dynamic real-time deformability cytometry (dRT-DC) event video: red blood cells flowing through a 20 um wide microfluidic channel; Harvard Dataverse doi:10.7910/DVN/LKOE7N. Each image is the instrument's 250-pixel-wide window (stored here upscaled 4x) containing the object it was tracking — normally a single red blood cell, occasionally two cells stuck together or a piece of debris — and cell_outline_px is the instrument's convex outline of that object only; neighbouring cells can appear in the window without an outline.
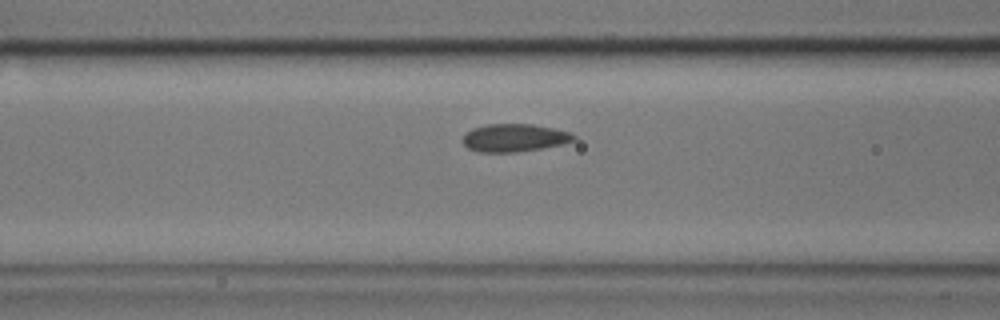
{"species": "common noctule bat (a hibernating species)", "species_latin": "Nyctalus noctula", "temperature_condition": "cold", "stored_images_in_passage": 40, "camera_frame_rate_fps": 3000, "um_per_image_px": 0.085, "animal": {"sex": "male", "body_mass_g": 17.9}, "frame": {"image": 1, "passage_image": 9, "time_ms": 2.667, "image_size_px": [1000, 320], "cell_outline_px": [[576, 140], [560, 144], [540, 148], [516, 152], [476, 152], [468, 148], [464, 144], [464, 136], [472, 128], [488, 124], [532, 124], [572, 132], [576, 136]], "centroid_in_image_um": [43.73, 11.71], "position_along_channel_um": 122.9, "area_um2": 17.86}}
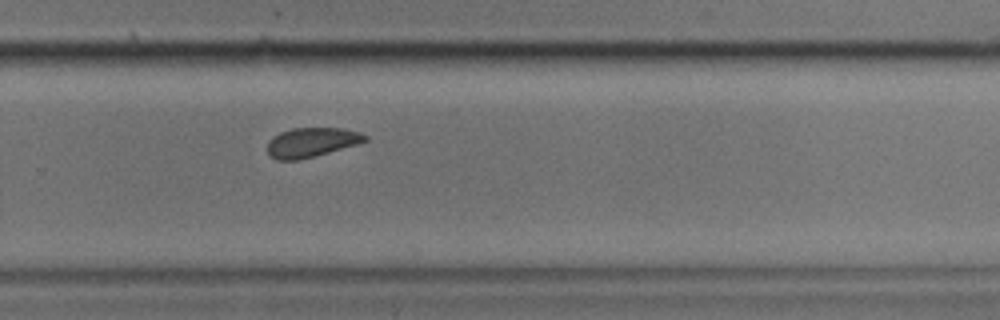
{"frame": {"image": 2, "passage_image": 25, "time_ms": 8.0, "image_size_px": [1000, 320], "cell_outline_px": [[368, 140], [360, 144], [296, 160], [276, 160], [268, 156], [268, 140], [272, 136], [280, 132], [292, 128], [344, 128], [360, 132], [368, 136]], "centroid_in_image_um": [26.48, 12.09], "position_along_channel_um": 303.3, "area_um2": 16.88}}
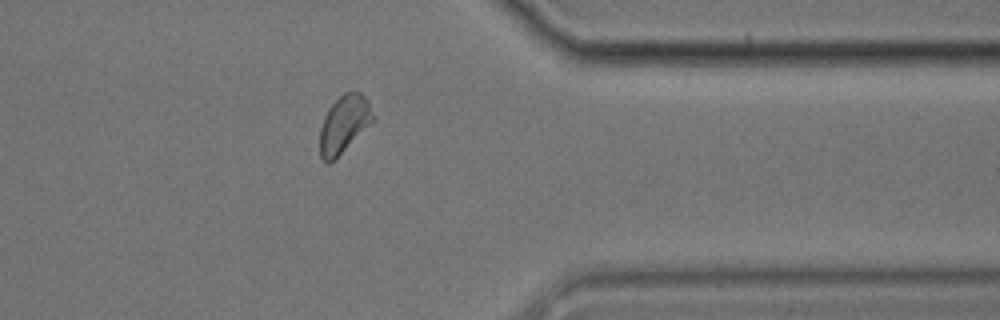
{"frame": {"image": 3, "passage_image": 33, "time_ms": 10.667, "image_size_px": [1000, 320], "cell_outline_px": [[372, 120], [328, 164], [324, 164], [320, 156], [320, 128], [324, 116], [328, 108], [344, 92], [360, 92], [368, 100], [372, 116]], "centroid_in_image_um": [29.17, 10.52], "position_along_channel_um": 382.2, "area_um2": 16.88}, "authors_computed_cell_mechanics": {"area_um2": 17.8602, "velocity_mm_per_s": 3.3918, "shape_relaxation_time_tau1_ms": 3.4462, "shape_relaxation_time_tau2_ms": 1.3874, "deformation_change_tau1": 0.0891, "deformation_change_tau2": 0.0594}}